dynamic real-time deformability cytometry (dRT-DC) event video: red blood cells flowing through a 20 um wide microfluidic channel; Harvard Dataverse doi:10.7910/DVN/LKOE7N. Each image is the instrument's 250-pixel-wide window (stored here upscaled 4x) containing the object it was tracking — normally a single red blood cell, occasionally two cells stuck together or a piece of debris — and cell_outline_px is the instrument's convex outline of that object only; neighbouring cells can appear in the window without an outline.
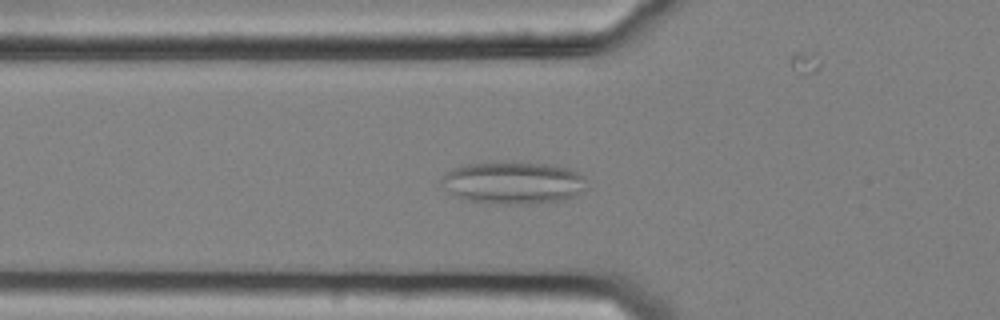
{"species": "common noctule bat (a hibernating species)", "species_latin": "Nyctalus noctula", "temperature_condition": "cold", "stored_images_in_passage": 44, "camera_frame_rate_fps": 3000, "um_per_image_px": 0.085, "animal": {"sex": "female", "body_mass_g": 25.1}, "frame": {"image": 1, "passage_image": 7, "time_ms": 2.0, "image_size_px": [1000, 320], "cell_outline_px": [[584, 188], [576, 196], [560, 200], [524, 204], [500, 204], [464, 200], [456, 196], [440, 180], [452, 168], [464, 164], [492, 160], [552, 164], [568, 168], [584, 176]], "centroid_in_image_um": [43.6, 15.5], "position_along_channel_um": 82.2, "area_um2": 36.07}}
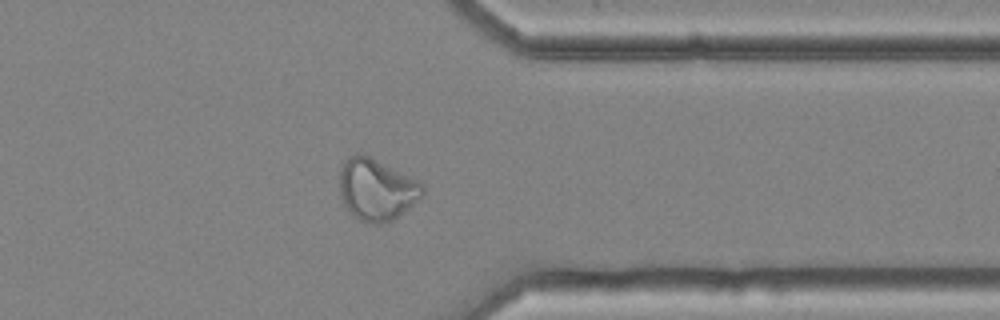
{"frame": {"image": 2, "passage_image": 32, "time_ms": 10.333, "image_size_px": [1000, 320], "cell_outline_px": [[424, 196], [392, 220], [384, 224], [368, 224], [352, 216], [348, 212], [340, 196], [340, 168], [356, 152], [360, 152], [424, 184]], "centroid_in_image_um": [32.0, 16.15], "position_along_channel_um": 379.4, "area_um2": 29.65}, "authors_computed_cell_mechanics": {"area_um2": 28.9578, "velocity_mm_per_s": 3.6098, "shape_relaxation_time_tau1_ms": null, "shape_relaxation_time_tau2_ms": 1.1845, "deformation_change_tau1": null, "deformation_change_tau2": 0.0736}}